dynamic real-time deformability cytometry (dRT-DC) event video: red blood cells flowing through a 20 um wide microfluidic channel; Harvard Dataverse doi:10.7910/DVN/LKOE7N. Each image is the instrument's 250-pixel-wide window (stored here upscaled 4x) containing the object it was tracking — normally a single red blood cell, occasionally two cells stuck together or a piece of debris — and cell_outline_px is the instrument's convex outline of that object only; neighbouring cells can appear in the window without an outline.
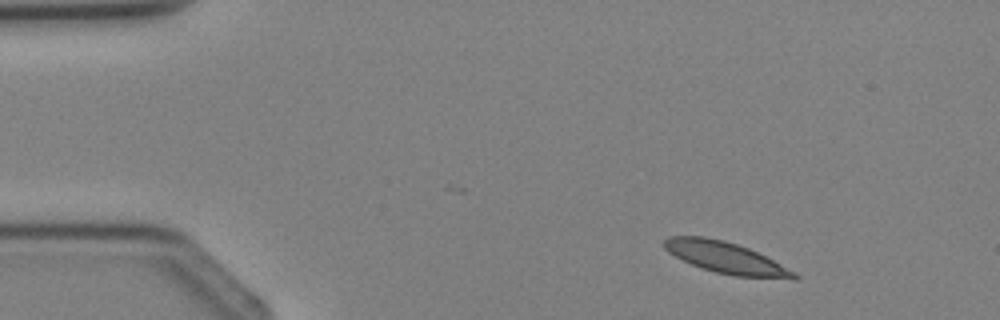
{"species": "Egyptian fruit bat (a non-hibernating species)", "species_latin": "Rousettus aegyptiacus", "temperature_condition": "cold", "stored_images_in_passage": 3, "camera_frame_rate_fps": 3000, "um_per_image_px": 0.085, "animal": {"sex": "female"}, "frame": {"image": 1, "passage_image": 1, "time_ms": 0.0, "image_size_px": [1000, 320], "cell_outline_px": [[800, 276], [796, 280], [792, 280], [736, 276], [716, 272], [692, 264], [668, 252], [664, 248], [664, 240], [668, 236], [704, 236], [724, 240], [748, 248], [796, 272]], "centroid_in_image_um": [61.74, 21.91], "position_along_channel_um": 23.3, "area_um2": 23.58}}
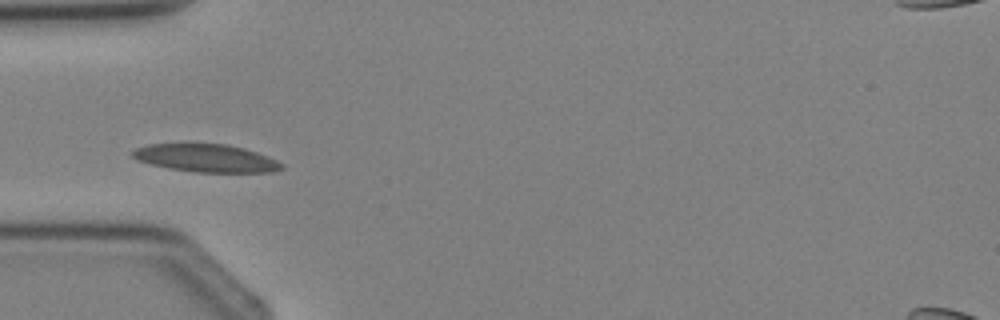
{"frame": {"image": 2, "passage_image": 3, "time_ms": 2.333, "image_size_px": [1000, 320], "cell_outline_px": [[284, 168], [272, 172], [196, 172], [168, 168], [136, 160], [132, 156], [132, 152], [136, 148], [148, 144], [188, 140], [228, 144], [244, 148], [268, 156], [284, 164]], "centroid_in_image_um": [17.47, 13.38], "position_along_channel_um": 67.5, "area_um2": 25.26}}